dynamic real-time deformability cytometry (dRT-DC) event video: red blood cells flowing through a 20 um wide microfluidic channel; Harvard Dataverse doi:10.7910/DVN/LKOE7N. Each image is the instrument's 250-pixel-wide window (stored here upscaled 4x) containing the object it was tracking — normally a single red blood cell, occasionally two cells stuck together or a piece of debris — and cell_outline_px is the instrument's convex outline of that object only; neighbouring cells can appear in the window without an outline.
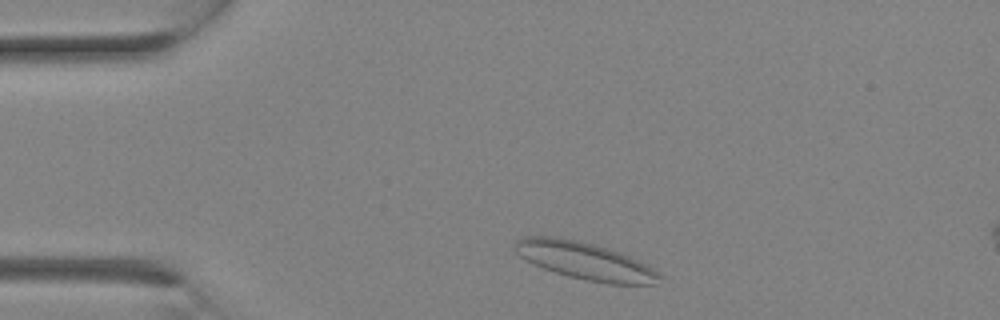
{"species": "Egyptian fruit bat (a non-hibernating species)", "species_latin": "Rousettus aegyptiacus", "temperature_condition": "room temperature", "stored_images_in_passage": 11, "camera_frame_rate_fps": 3000, "um_per_image_px": 0.085, "animal": {"sex": "female"}, "frame": {"image": 1, "passage_image": 2, "time_ms": 0.333, "image_size_px": [1000, 320], "cell_outline_px": [[664, 276], [656, 284], [608, 284], [568, 276], [544, 268], [520, 256], [512, 248], [516, 240], [528, 236], [556, 236], [580, 240], [596, 244], [640, 260], [660, 272]], "centroid_in_image_um": [49.77, 22.16], "position_along_channel_um": 35.2, "area_um2": 31.62}}
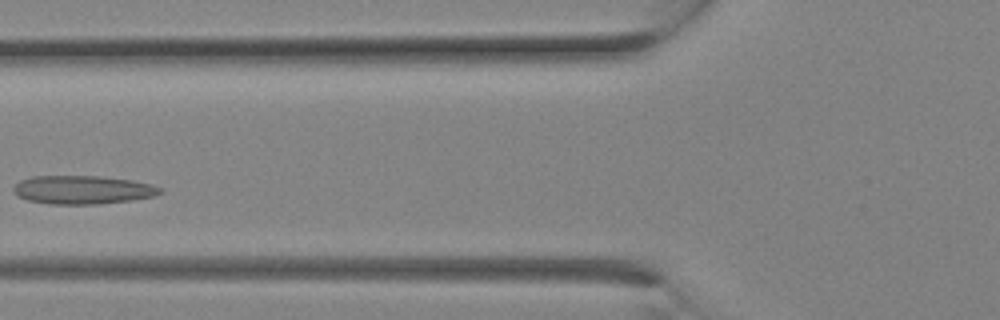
{"frame": {"image": 2, "passage_image": 7, "time_ms": 2.0, "image_size_px": [1000, 320], "cell_outline_px": [[164, 192], [152, 196], [132, 200], [96, 204], [48, 204], [28, 200], [16, 196], [12, 188], [20, 180], [32, 176], [100, 176], [132, 180], [152, 184], [164, 188]], "centroid_in_image_um": [7.03, 16.13], "position_along_channel_um": 118.8, "area_um2": 24.51}}
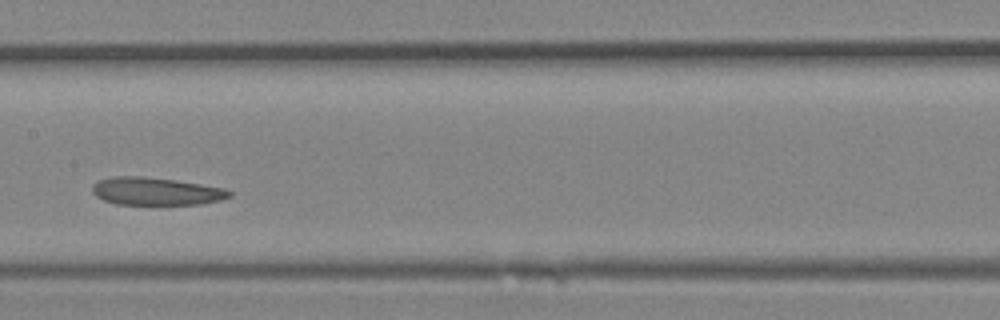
{"frame": {"image": 3, "passage_image": 10, "time_ms": 3.0, "image_size_px": [1000, 320], "cell_outline_px": [[232, 196], [220, 200], [200, 204], [116, 204], [104, 200], [96, 196], [92, 192], [92, 184], [96, 180], [112, 176], [144, 176], [176, 180], [224, 188], [232, 192]], "centroid_in_image_um": [13.22, 16.25], "position_along_channel_um": 194.2, "area_um2": 22.25}}